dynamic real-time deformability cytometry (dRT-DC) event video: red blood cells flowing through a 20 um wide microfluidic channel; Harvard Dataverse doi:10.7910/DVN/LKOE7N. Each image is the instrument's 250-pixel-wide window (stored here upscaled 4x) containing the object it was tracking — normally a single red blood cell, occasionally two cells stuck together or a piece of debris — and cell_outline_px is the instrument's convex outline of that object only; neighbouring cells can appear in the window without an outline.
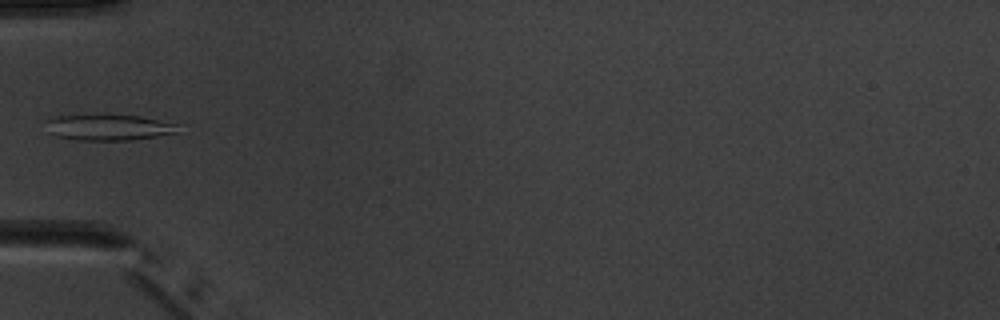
{"species": "common noctule bat (a hibernating species)", "species_latin": "Nyctalus noctula", "temperature_condition": "warm", "stored_images_in_passage": 5, "camera_frame_rate_fps": 3000, "um_per_image_px": 0.085, "animal": {"sex": "male", "body_mass_g": 20.1, "forearm_length_mm": 53.5}, "frame": {"image": 1, "passage_image": 5, "time_ms": 5.333, "image_size_px": [1000, 320], "cell_outline_px": [[176, 132], [156, 136], [128, 140], [76, 140], [56, 136], [48, 132], [48, 120], [56, 116], [140, 116], [176, 124]], "centroid_in_image_um": [9.19, 10.85], "position_along_channel_um": 75.8, "area_um2": 19.13}}